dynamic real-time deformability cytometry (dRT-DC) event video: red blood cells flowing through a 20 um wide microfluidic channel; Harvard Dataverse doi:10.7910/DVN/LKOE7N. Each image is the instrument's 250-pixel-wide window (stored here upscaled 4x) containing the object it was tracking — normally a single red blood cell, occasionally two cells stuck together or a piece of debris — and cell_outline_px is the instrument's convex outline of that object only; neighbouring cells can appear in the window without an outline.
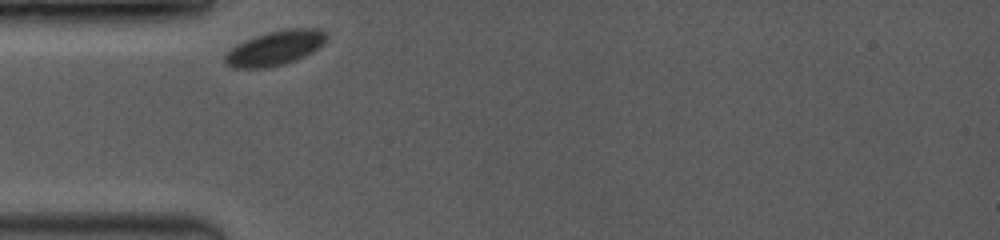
{"species": "common noctule bat (a hibernating species)", "species_latin": "Nyctalus noctula", "temperature_condition": "room temperature", "stored_images_in_passage": 34, "camera_frame_rate_fps": 3500, "um_per_image_px": 0.085, "animal": {"sex": "female", "body_mass_g": 19.0, "forearm_length_mm": 53.3}, "frame": {"image": 1, "passage_image": 1, "time_ms": 0.0, "image_size_px": [1000, 240], "cell_outline_px": [[328, 36], [324, 44], [312, 52], [296, 60], [284, 64], [264, 68], [232, 68], [224, 64], [224, 56], [232, 48], [244, 40], [268, 32], [288, 28], [320, 28]], "centroid_in_image_um": [23.39, 4.08], "position_along_channel_um": 61.6, "area_um2": 20.52}}
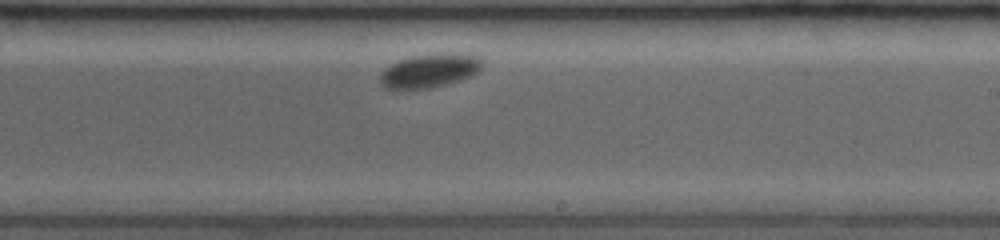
{"frame": {"image": 2, "passage_image": 20, "time_ms": 5.429, "image_size_px": [1000, 240], "cell_outline_px": [[484, 60], [480, 68], [472, 76], [460, 80], [432, 88], [384, 88], [380, 84], [380, 72], [384, 68], [408, 56], [428, 52], [452, 52], [480, 56]], "centroid_in_image_um": [36.54, 5.96], "position_along_channel_um": 252.5, "area_um2": 20.58}}
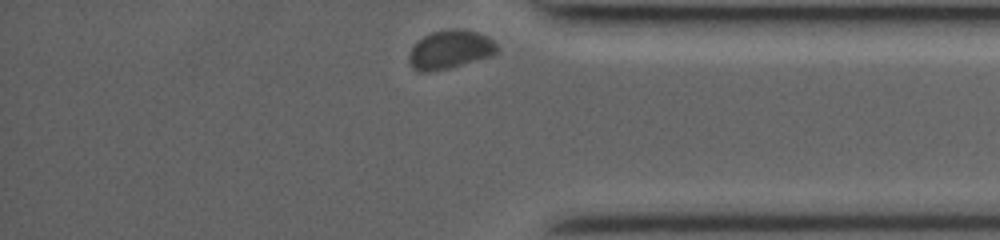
{"frame": {"image": 3, "passage_image": 34, "time_ms": 9.429, "image_size_px": [1000, 240], "cell_outline_px": [[500, 48], [492, 56], [448, 68], [428, 72], [420, 72], [412, 68], [408, 60], [408, 56], [412, 48], [424, 36], [432, 32], [452, 28], [460, 28], [476, 32], [488, 36]], "centroid_in_image_um": [38.27, 4.21], "position_along_channel_um": 396.9, "area_um2": 19.77}}